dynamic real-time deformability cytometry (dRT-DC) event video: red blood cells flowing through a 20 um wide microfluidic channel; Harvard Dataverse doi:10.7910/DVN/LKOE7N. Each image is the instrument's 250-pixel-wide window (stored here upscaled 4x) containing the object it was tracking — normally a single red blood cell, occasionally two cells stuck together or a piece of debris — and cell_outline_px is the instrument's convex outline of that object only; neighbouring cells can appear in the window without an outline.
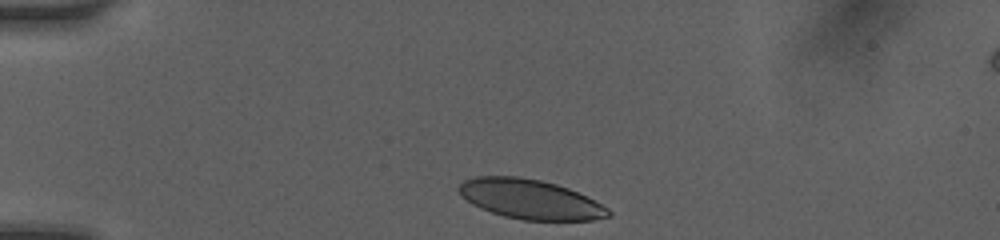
{"species": "human", "species_latin": "Homo sapiens", "temperature_condition": "room temperature", "stored_images_in_passage": 29, "camera_frame_rate_fps": 3000, "um_per_image_px": 0.085, "donor": {"sex": "female"}, "frame": {"image": 1, "passage_image": 1, "time_ms": 0.0, "image_size_px": [1000, 240], "cell_outline_px": [[612, 216], [592, 220], [524, 220], [504, 216], [480, 208], [472, 204], [456, 188], [464, 180], [476, 176], [520, 176], [540, 180], [556, 184], [568, 188], [608, 208], [612, 212]], "centroid_in_image_um": [45.05, 16.93], "position_along_channel_um": 39.9, "area_um2": 34.22}}
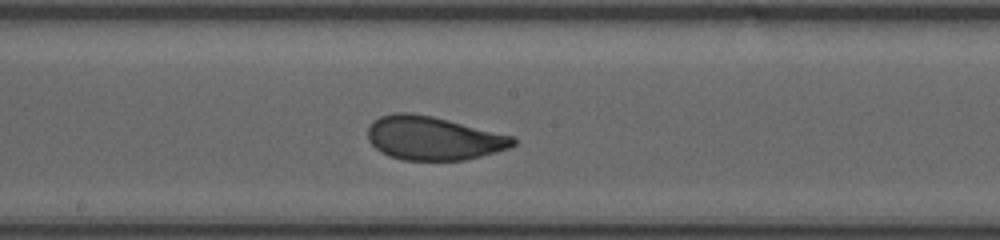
{"frame": {"image": 2, "passage_image": 16, "time_ms": 5.333, "image_size_px": [1000, 240], "cell_outline_px": [[516, 144], [508, 148], [496, 152], [464, 160], [404, 160], [388, 156], [380, 152], [368, 140], [368, 128], [372, 120], [380, 116], [396, 112], [408, 112], [432, 116], [512, 136], [516, 140]], "centroid_in_image_um": [36.78, 11.75], "position_along_channel_um": 211.4, "area_um2": 36.82}}
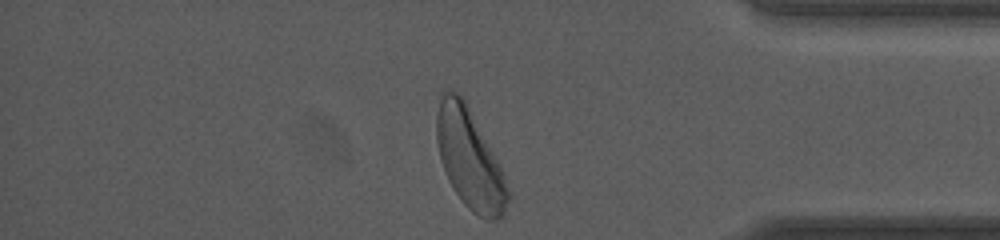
{"frame": {"image": 3, "passage_image": 29, "time_ms": 10.333, "image_size_px": [1000, 240], "cell_outline_px": [[512, 196], [504, 216], [496, 220], [484, 220], [472, 212], [464, 204], [448, 180], [440, 160], [436, 140], [436, 116], [440, 100], [444, 92], [456, 92], [464, 100], [496, 156]], "centroid_in_image_um": [39.95, 13.59], "position_along_channel_um": 395.2, "area_um2": 41.33}, "authors_computed_cell_mechanics": {"area_um2": 36.5874, "velocity_mm_per_s": 4.0854, "shape_relaxation_time_tau1_ms": 2.3701, "shape_relaxation_time_tau2_ms": null, "deformation_change_tau1": 0.1236, "deformation_change_tau2": null}}